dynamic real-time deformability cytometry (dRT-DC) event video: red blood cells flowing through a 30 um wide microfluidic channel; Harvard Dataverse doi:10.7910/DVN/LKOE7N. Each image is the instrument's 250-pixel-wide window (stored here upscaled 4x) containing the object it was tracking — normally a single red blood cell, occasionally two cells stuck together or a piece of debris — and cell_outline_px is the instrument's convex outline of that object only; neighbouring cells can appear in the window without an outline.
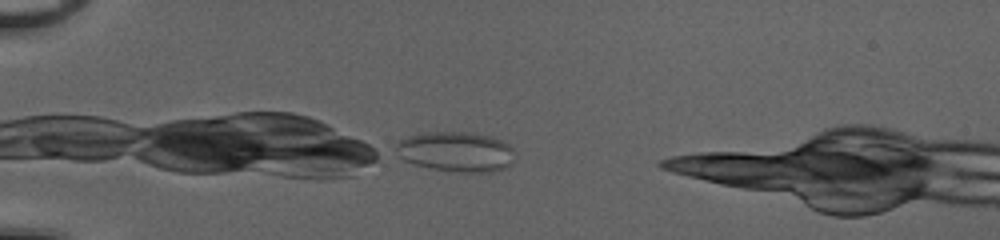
{"species": "common noctule bat (a hibernating species)", "species_latin": "Nyctalus noctula", "temperature_condition": "cold", "stored_images_in_passage": 31, "camera_frame_rate_fps": 3000, "um_per_image_px": 0.085, "animal": {"sex": "female", "body_mass_g": 20.0, "forearm_length_mm": 54.0}, "frame": {"image": 1, "passage_image": 1, "time_ms": 0.0, "image_size_px": [1000, 240], "cell_outline_px": [[512, 148], [508, 164], [504, 168], [488, 172], [460, 172], [436, 168], [416, 164], [404, 160], [400, 156], [396, 148], [396, 144], [400, 140], [408, 136], [436, 132], [460, 132], [488, 136], [500, 140], [508, 144]], "centroid_in_image_um": [38.72, 12.89], "position_along_channel_um": 46.3, "area_um2": 26.65}}
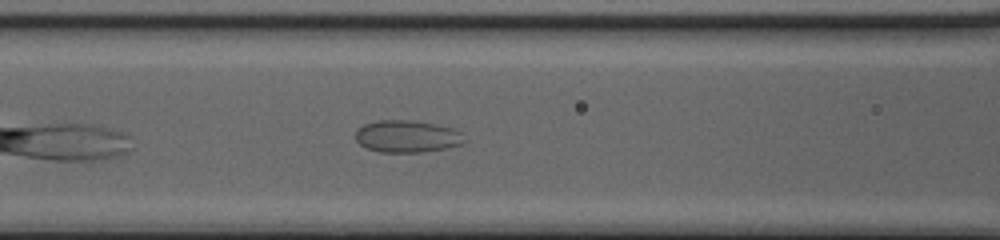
{"frame": {"image": 2, "passage_image": 10, "time_ms": 3.0, "image_size_px": [1000, 240], "cell_outline_px": [[464, 140], [460, 144], [444, 148], [424, 152], [380, 152], [368, 148], [360, 144], [356, 140], [356, 132], [364, 124], [380, 120], [408, 120], [436, 124], [452, 128], [460, 132]], "centroid_in_image_um": [34.58, 11.59], "position_along_channel_um": 132.0, "area_um2": 20.06}}
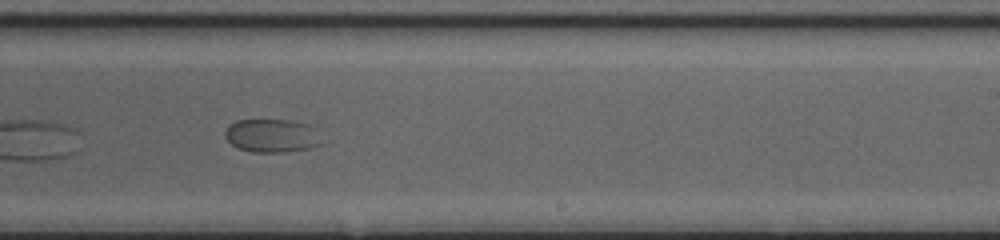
{"frame": {"image": 3, "passage_image": 20, "time_ms": 6.333, "image_size_px": [1000, 240], "cell_outline_px": [[320, 144], [312, 148], [284, 152], [252, 152], [236, 148], [224, 136], [224, 132], [228, 124], [236, 120], [288, 120], [308, 124]], "centroid_in_image_um": [22.99, 11.54], "position_along_channel_um": 266.0, "area_um2": 18.5}}